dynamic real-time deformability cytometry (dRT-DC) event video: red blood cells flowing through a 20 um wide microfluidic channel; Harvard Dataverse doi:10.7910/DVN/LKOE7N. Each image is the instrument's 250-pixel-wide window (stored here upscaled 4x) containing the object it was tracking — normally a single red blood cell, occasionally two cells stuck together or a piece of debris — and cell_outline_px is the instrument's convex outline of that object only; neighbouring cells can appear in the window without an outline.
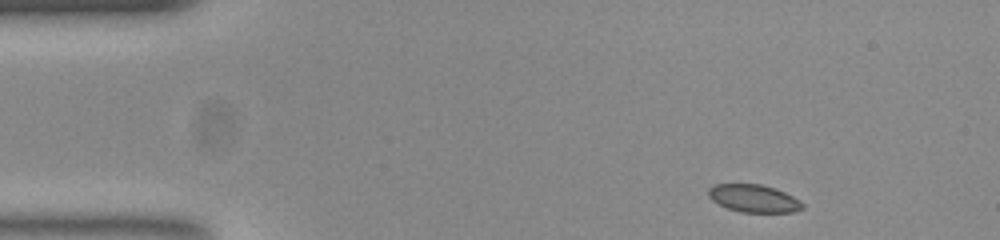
{"species": "common noctule bat (a hibernating species)", "species_latin": "Nyctalus noctula", "temperature_condition": "room temperature", "stored_images_in_passage": 47, "camera_frame_rate_fps": 3000, "um_per_image_px": 0.085, "animal": {"sex": "female", "body_mass_g": 23.0, "forearm_length_mm": 53.4}, "frame": {"image": 1, "passage_image": 1, "time_ms": 0.0, "image_size_px": [1000, 240], "cell_outline_px": [[804, 208], [792, 212], [740, 212], [728, 208], [712, 200], [708, 196], [708, 188], [716, 184], [760, 184], [784, 192], [792, 196], [804, 204]], "centroid_in_image_um": [64.05, 16.87], "position_along_channel_um": 20.9, "area_um2": 14.97}}
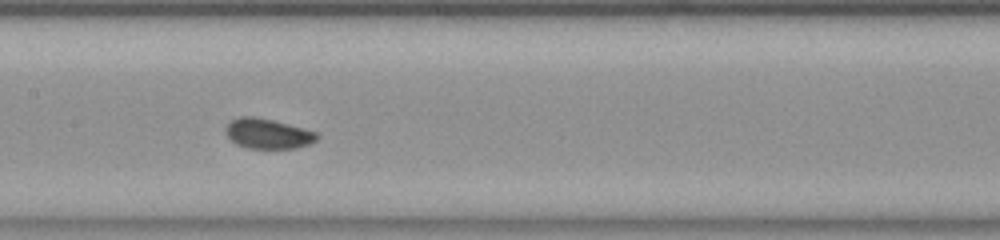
{"frame": {"image": 2, "passage_image": 20, "time_ms": 6.333, "image_size_px": [1000, 240], "cell_outline_px": [[320, 136], [316, 140], [308, 144], [296, 148], [248, 148], [236, 144], [228, 136], [224, 128], [232, 120], [240, 116], [252, 116], [272, 120], [288, 124], [316, 132]], "centroid_in_image_um": [22.76, 11.36], "position_along_channel_um": 184.6, "area_um2": 15.78}}
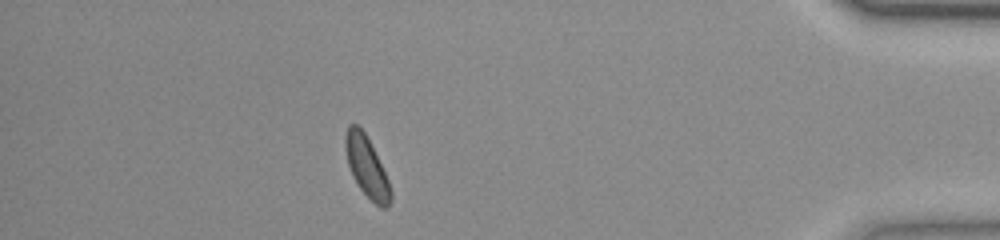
{"frame": {"image": 3, "passage_image": 41, "time_ms": 13.333, "image_size_px": [1000, 240], "cell_outline_px": [[392, 200], [384, 208], [380, 208], [360, 188], [352, 176], [348, 164], [344, 148], [344, 136], [348, 124], [356, 124], [364, 132], [388, 180], [392, 192]], "centroid_in_image_um": [31.14, 14.17], "position_along_channel_um": 404.1, "area_um2": 15.61}, "authors_computed_cell_mechanics": {"area_um2": 15.5482, "velocity_mm_per_s": 3.8526, "shape_relaxation_time_tau1_ms": 5.1139, "shape_relaxation_time_tau2_ms": 2.8478, "deformation_change_tau1": 0.0577, "deformation_change_tau2": 0.0547}}